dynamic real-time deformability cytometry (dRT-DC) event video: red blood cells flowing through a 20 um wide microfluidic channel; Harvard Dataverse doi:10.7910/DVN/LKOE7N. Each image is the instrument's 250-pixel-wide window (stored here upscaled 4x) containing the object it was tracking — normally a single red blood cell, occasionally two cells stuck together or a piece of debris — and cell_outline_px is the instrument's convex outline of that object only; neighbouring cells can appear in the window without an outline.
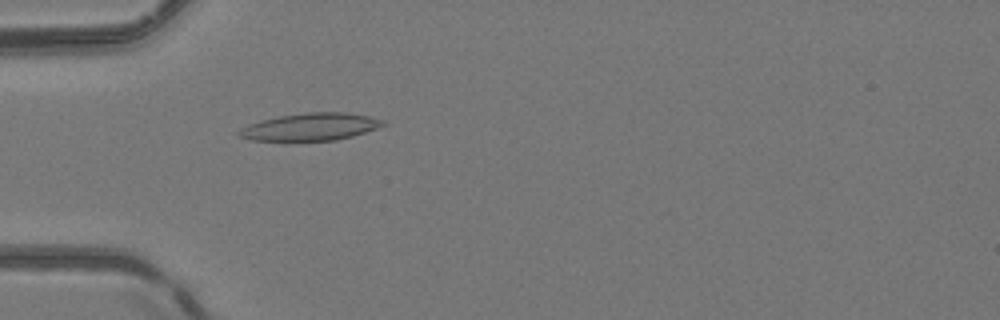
{"species": "common noctule bat (a hibernating species)", "species_latin": "Nyctalus noctula", "temperature_condition": "room temperature", "stored_images_in_passage": 50, "camera_frame_rate_fps": 3000, "um_per_image_px": 0.085, "animal": {"sex": "female", "body_mass_g": 24.6, "forearm_length_mm": 56.2}, "frame": {"image": 1, "passage_image": 16, "time_ms": 5.0, "image_size_px": [1000, 320], "cell_outline_px": [[388, 124], [352, 136], [336, 140], [252, 140], [240, 136], [236, 132], [240, 128], [248, 124], [260, 120], [280, 116], [304, 112], [344, 112], [368, 116], [384, 120]], "centroid_in_image_um": [26.38, 10.77], "position_along_channel_um": 58.6, "area_um2": 22.83}}
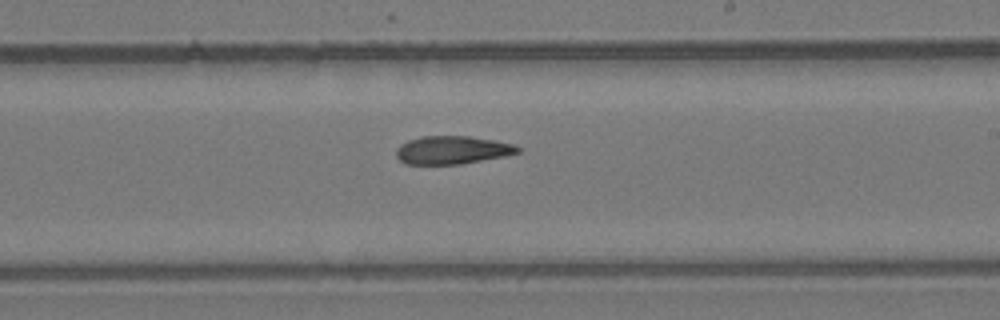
{"frame": {"image": 2, "passage_image": 30, "time_ms": 9.667, "image_size_px": [1000, 320], "cell_outline_px": [[520, 152], [504, 156], [460, 164], [404, 164], [396, 156], [396, 148], [400, 144], [408, 140], [420, 136], [468, 136], [492, 140], [512, 144], [520, 148]], "centroid_in_image_um": [38.39, 12.75], "position_along_channel_um": 250.6, "area_um2": 19.83}}
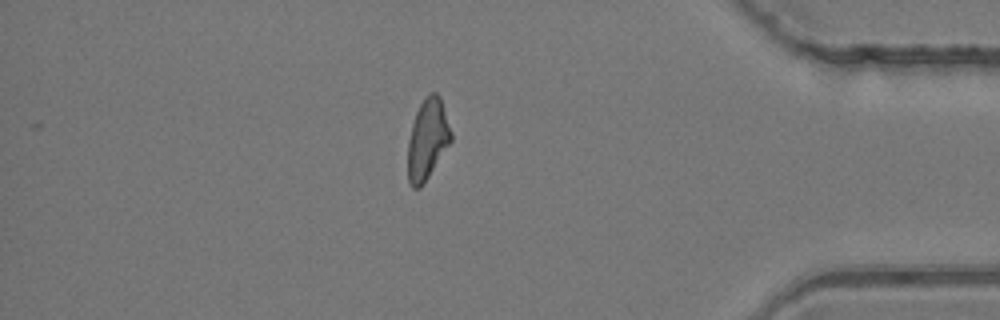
{"frame": {"image": 3, "passage_image": 43, "time_ms": 14.0, "image_size_px": [1000, 320], "cell_outline_px": [[452, 140], [420, 188], [412, 188], [408, 180], [408, 140], [412, 124], [416, 112], [424, 96], [428, 92], [436, 92], [440, 96], [452, 132]], "centroid_in_image_um": [36.33, 11.8], "position_along_channel_um": 398.9, "area_um2": 20.23}, "authors_computed_cell_mechanics": {"area_um2": 20.7213, "velocity_mm_per_s": 4.2248, "shape_relaxation_time_tau1_ms": null, "shape_relaxation_time_tau2_ms": 7.1627, "deformation_change_tau1": null, "deformation_change_tau2": 0.1946}}